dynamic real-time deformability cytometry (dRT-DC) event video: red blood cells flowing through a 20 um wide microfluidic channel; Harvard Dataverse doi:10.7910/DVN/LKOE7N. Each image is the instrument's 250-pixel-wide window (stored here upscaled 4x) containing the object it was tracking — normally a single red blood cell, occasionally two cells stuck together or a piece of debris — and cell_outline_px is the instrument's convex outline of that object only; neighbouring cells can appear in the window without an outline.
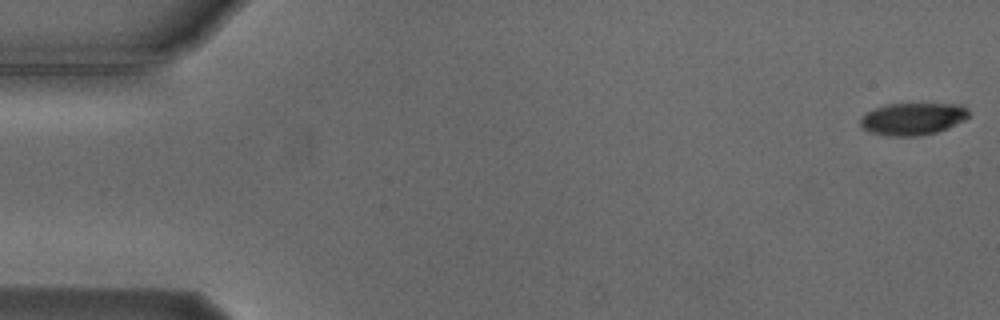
{"species": "Egyptian fruit bat (a non-hibernating species)", "species_latin": "Rousettus aegyptiacus", "temperature_condition": "cold", "stored_images_in_passage": 6, "camera_frame_rate_fps": 3000, "um_per_image_px": 0.085, "animal": {"sex": "male"}, "frame": {"image": 1, "passage_image": 1, "time_ms": 0.0, "image_size_px": [1000, 320], "cell_outline_px": [[968, 116], [964, 120], [948, 128], [936, 132], [916, 136], [888, 136], [872, 132], [864, 128], [860, 124], [860, 120], [868, 112], [876, 108], [888, 104], [960, 104], [968, 108]], "centroid_in_image_um": [77.62, 10.1], "position_along_channel_um": 7.4, "area_um2": 20.06}}
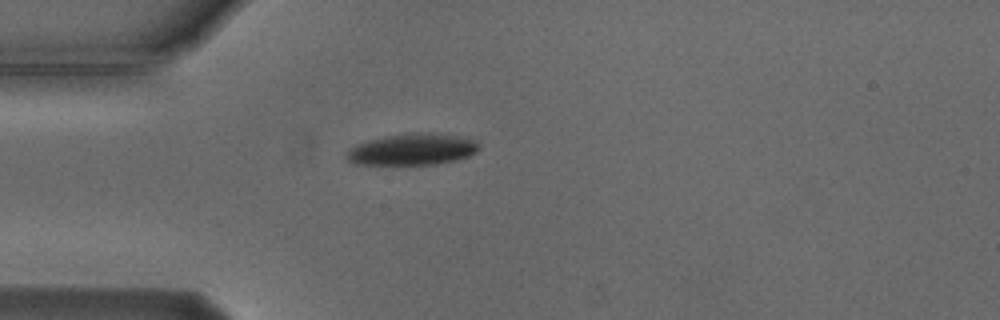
{"frame": {"image": 2, "passage_image": 5, "time_ms": 4.667, "image_size_px": [1000, 320], "cell_outline_px": [[480, 148], [476, 152], [468, 156], [456, 160], [436, 164], [356, 164], [348, 160], [348, 152], [356, 144], [368, 140], [404, 132], [428, 132], [456, 136], [476, 140], [480, 144]], "centroid_in_image_um": [35.09, 12.68], "position_along_channel_um": 49.9, "area_um2": 24.22}}